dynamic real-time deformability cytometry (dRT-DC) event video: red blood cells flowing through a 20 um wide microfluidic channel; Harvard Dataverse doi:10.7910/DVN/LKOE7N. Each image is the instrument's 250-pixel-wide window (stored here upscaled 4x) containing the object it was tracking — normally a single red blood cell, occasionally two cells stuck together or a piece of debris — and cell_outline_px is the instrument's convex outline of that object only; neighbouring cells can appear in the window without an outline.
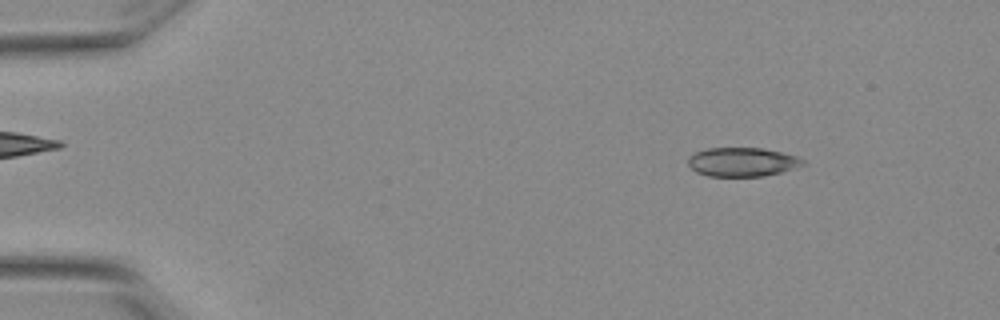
{"species": "Egyptian fruit bat (a non-hibernating species)", "species_latin": "Rousettus aegyptiacus", "temperature_condition": "warm", "stored_images_in_passage": 8, "camera_frame_rate_fps": 3000, "um_per_image_px": 0.085, "animal": {"sex": "female"}, "frame": {"image": 1, "passage_image": 2, "time_ms": 0.333, "image_size_px": [1000, 320], "cell_outline_px": [[808, 164], [780, 172], [764, 176], [708, 176], [696, 172], [688, 164], [688, 156], [696, 152], [708, 148], [764, 148], [796, 156], [804, 160]], "centroid_in_image_um": [63.1, 13.77], "position_along_channel_um": 21.9, "area_um2": 19.36}}